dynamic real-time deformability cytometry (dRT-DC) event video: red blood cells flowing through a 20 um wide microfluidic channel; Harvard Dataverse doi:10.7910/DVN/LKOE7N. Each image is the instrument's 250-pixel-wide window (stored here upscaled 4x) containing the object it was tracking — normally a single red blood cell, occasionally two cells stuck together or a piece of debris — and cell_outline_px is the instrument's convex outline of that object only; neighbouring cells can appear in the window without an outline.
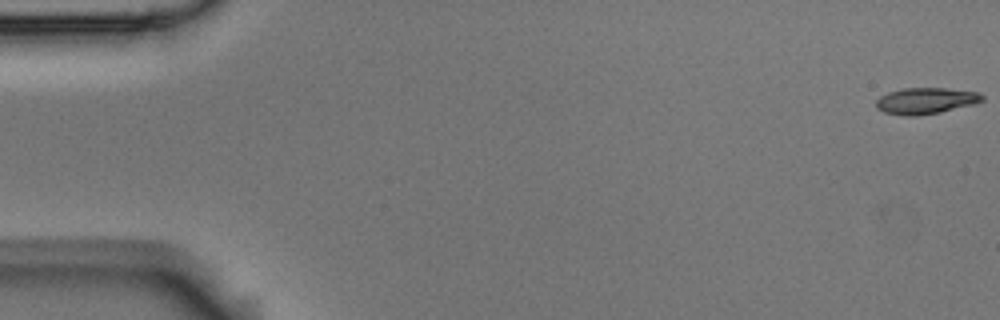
{"species": "Egyptian fruit bat (a non-hibernating species)", "species_latin": "Rousettus aegyptiacus", "temperature_condition": "room temperature", "stored_images_in_passage": 56, "camera_frame_rate_fps": 3000, "um_per_image_px": 0.085, "animal": {"sex": "male"}, "frame": {"image": 1, "passage_image": 1, "time_ms": 0.0, "image_size_px": [1000, 320], "cell_outline_px": [[984, 100], [976, 104], [940, 112], [916, 116], [904, 116], [884, 112], [876, 108], [876, 100], [880, 96], [888, 92], [904, 88], [944, 88], [980, 92], [984, 96]], "centroid_in_image_um": [78.71, 8.57], "position_along_channel_um": 6.3, "area_um2": 16.42}}
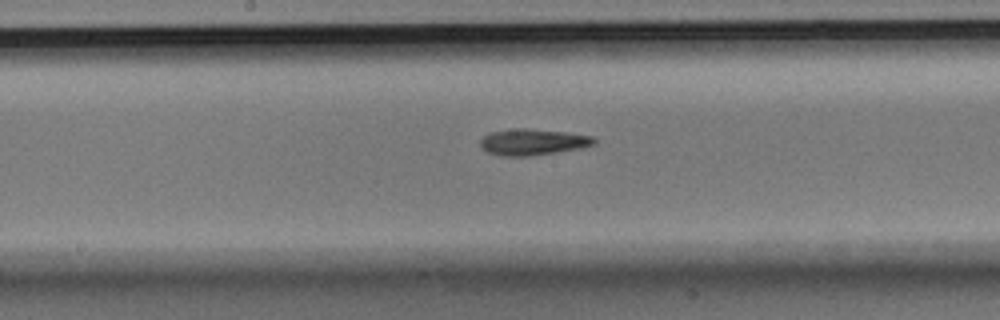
{"frame": {"image": 2, "passage_image": 29, "time_ms": 9.333, "image_size_px": [1000, 320], "cell_outline_px": [[596, 144], [580, 148], [532, 156], [500, 156], [488, 152], [480, 144], [480, 140], [484, 136], [492, 132], [520, 128], [564, 132], [592, 136], [596, 140]], "centroid_in_image_um": [45.3, 12.08], "position_along_channel_um": 202.9, "area_um2": 17.11}}
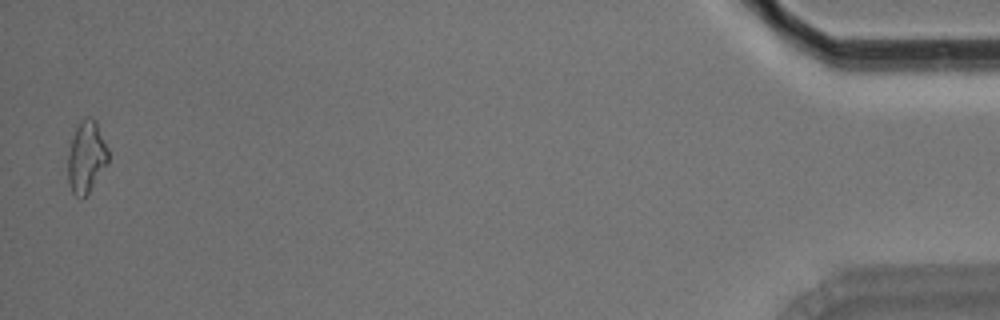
{"frame": {"image": 3, "passage_image": 55, "time_ms": 18.0, "image_size_px": [1000, 320], "cell_outline_px": [[108, 164], [88, 192], [80, 200], [72, 192], [68, 180], [68, 152], [76, 128], [80, 120], [84, 116], [88, 116], [96, 120], [108, 148]], "centroid_in_image_um": [7.35, 13.32], "position_along_channel_um": 427.9, "area_um2": 16.88}, "authors_computed_cell_mechanics": {"area_um2": 16.5308, "velocity_mm_per_s": 3.6513, "shape_relaxation_time_tau1_ms": 4.597, "shape_relaxation_time_tau2_ms": 6.363, "deformation_change_tau1": 0.167, "deformation_change_tau2": 0.1715}}